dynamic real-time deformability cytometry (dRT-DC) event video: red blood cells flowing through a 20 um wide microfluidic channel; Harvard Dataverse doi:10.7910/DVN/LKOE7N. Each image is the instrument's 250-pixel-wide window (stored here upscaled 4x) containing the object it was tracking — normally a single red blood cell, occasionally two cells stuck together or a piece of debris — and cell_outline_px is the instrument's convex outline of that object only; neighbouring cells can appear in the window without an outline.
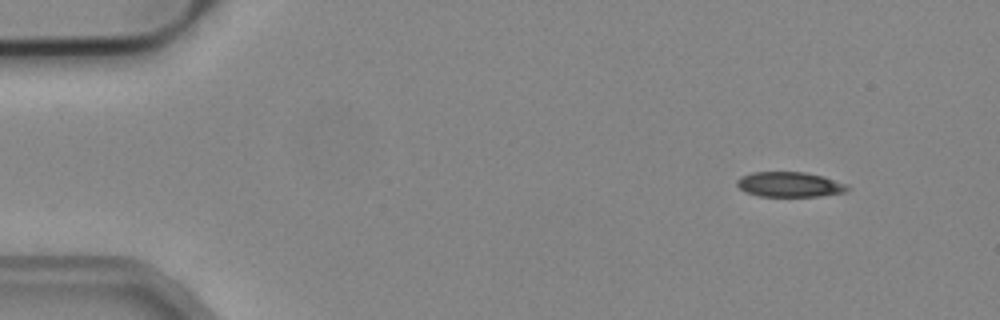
{"species": "common noctule bat (a hibernating species)", "species_latin": "Nyctalus noctula", "temperature_condition": "cold", "stored_images_in_passage": 6, "camera_frame_rate_fps": 3000, "um_per_image_px": 0.085, "animal": {"sex": "male", "body_mass_g": 19.2, "forearm_length_mm": 51.8}, "frame": {"image": 1, "passage_image": 1, "time_ms": 0.0, "image_size_px": [1000, 320], "cell_outline_px": [[848, 188], [844, 192], [820, 196], [760, 196], [744, 192], [736, 184], [736, 180], [740, 176], [752, 172], [804, 172], [824, 176], [848, 184]], "centroid_in_image_um": [67.09, 15.67], "position_along_channel_um": 17.9, "area_um2": 16.18}}
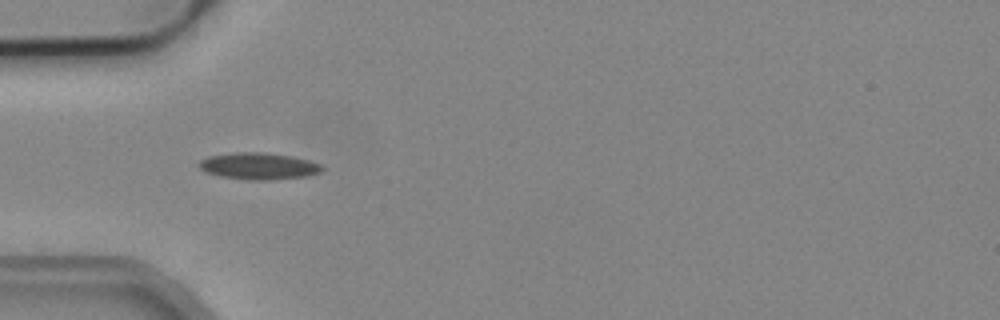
{"frame": {"image": 2, "passage_image": 4, "time_ms": 1.0, "image_size_px": [1000, 320], "cell_outline_px": [[324, 168], [320, 172], [304, 176], [268, 180], [252, 180], [220, 176], [204, 172], [196, 164], [200, 160], [208, 156], [236, 152], [264, 152], [292, 156], [308, 160], [320, 164]], "centroid_in_image_um": [21.94, 14.11], "position_along_channel_um": 63.1, "area_um2": 19.13}}